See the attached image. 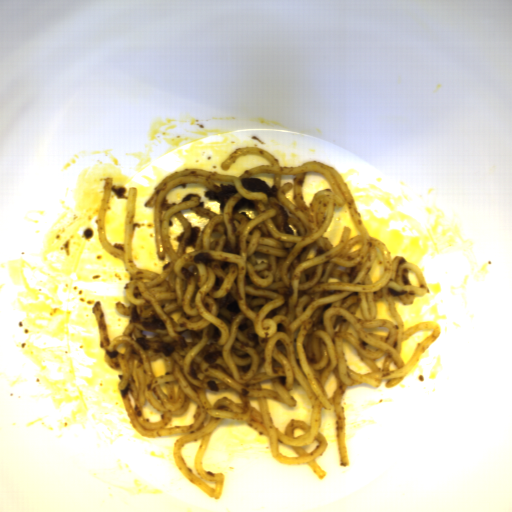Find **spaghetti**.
I'll return each instance as SVG.
<instances>
[{"instance_id":"spaghetti-1","label":"spaghetti","mask_w":512,"mask_h":512,"mask_svg":"<svg viewBox=\"0 0 512 512\" xmlns=\"http://www.w3.org/2000/svg\"><path fill=\"white\" fill-rule=\"evenodd\" d=\"M256 155L270 164L244 169L239 176L202 168H182L165 176L147 198L154 208L152 230L158 261H169L160 273L138 268L133 237L138 187L128 188L122 242L106 238L114 177L102 179L96 227L103 250L128 272L122 292L129 305L113 304L115 315L128 318L121 335L111 339L106 311L100 300L91 309L96 322L103 363L117 374L116 389L127 418L141 437L182 435L172 457L182 475L213 500L221 498L226 482L222 472L205 470L211 436L223 419L243 421L268 442L271 458L285 465L308 464L321 480L327 474L318 464L329 443L319 433L322 409L332 410L339 466L349 467L347 417L343 395L350 385L394 388L422 354L442 334L434 321L405 329L396 309L411 306L430 294L421 269L402 255H392L383 241L371 237L357 202L341 173L319 161L281 165L262 147H236L219 167L228 171L238 157ZM325 176L332 188L315 193L309 207L302 195L305 172ZM203 183L204 198L220 204L219 215L204 206L197 194L168 203L165 192L186 183ZM347 202L360 235L350 237L345 226L335 247L322 237L334 206ZM191 210L209 217L201 230L180 213ZM184 235L178 253L168 239L172 216ZM383 256V275L372 282L368 273ZM412 270L419 287L407 272ZM385 300L398 323L376 319V301ZM425 328L435 330L416 343L408 362L402 342ZM343 338L358 351L373 372L358 375L347 366ZM164 358L165 374L156 377L151 361ZM330 371L337 388L329 398L324 390ZM294 381L312 404L311 427L292 419L281 433L272 422L267 398L296 407L290 395ZM233 388L236 403L226 396L212 406L206 390ZM190 398L197 404L194 423L165 427L171 415H183ZM146 399L163 412L149 423L142 408Z\"/></svg>"}]
</instances>
